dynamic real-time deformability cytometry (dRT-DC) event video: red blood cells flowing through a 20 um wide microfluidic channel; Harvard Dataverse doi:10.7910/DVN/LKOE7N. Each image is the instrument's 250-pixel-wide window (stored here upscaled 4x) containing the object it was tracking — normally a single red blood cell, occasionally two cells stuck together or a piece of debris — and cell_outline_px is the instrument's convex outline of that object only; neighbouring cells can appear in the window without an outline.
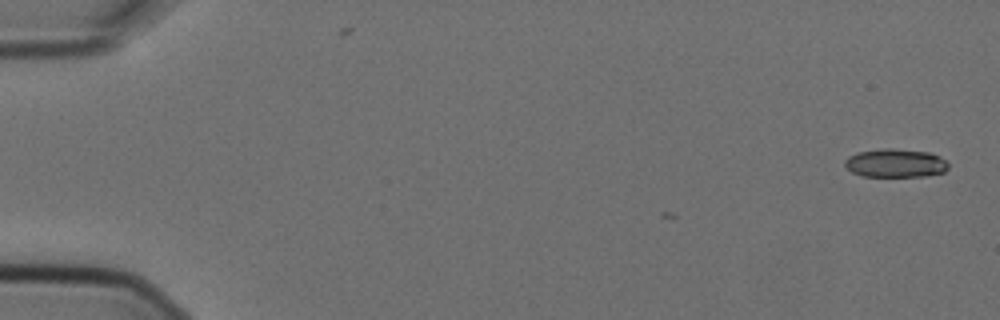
{"species": "Egyptian fruit bat (a non-hibernating species)", "species_latin": "Rousettus aegyptiacus", "temperature_condition": "cold", "stored_images_in_passage": 4, "camera_frame_rate_fps": 3000, "um_per_image_px": 0.085, "animal": {"sex": "female"}, "frame": {"image": 1, "passage_image": 1, "time_ms": 0.0, "image_size_px": [1000, 320], "cell_outline_px": [[948, 168], [944, 172], [928, 176], [860, 176], [852, 172], [844, 164], [844, 160], [848, 156], [860, 152], [884, 148], [892, 148], [928, 152], [940, 156], [948, 164]], "centroid_in_image_um": [76.12, 13.87], "position_along_channel_um": 8.9, "area_um2": 17.17}}